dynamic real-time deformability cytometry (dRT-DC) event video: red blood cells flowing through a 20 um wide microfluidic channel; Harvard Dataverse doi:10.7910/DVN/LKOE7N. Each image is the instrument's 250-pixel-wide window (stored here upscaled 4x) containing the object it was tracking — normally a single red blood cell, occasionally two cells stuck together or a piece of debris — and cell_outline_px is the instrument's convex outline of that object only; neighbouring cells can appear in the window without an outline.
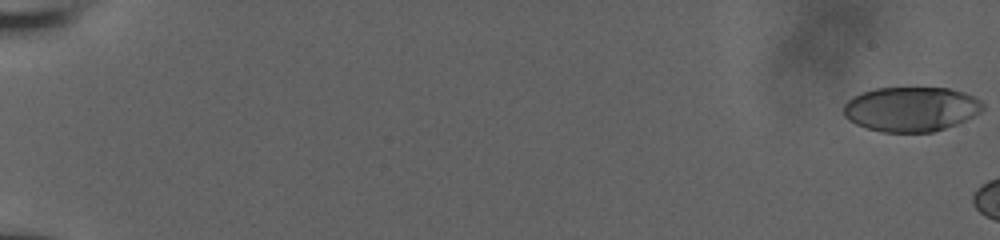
{"species": "human", "species_latin": "Homo sapiens", "temperature_condition": "room temperature", "stored_images_in_passage": 7, "camera_frame_rate_fps": 3000, "um_per_image_px": 0.085, "donor": {"sex": "male"}, "frame": {"image": 1, "passage_image": 1, "time_ms": 0.0, "image_size_px": [1000, 240], "cell_outline_px": [[984, 108], [980, 112], [956, 124], [932, 132], [880, 132], [856, 124], [848, 120], [844, 116], [844, 104], [852, 96], [876, 88], [948, 88], [964, 92], [980, 100], [984, 104]], "centroid_in_image_um": [77.42, 9.27], "position_along_channel_um": 7.6, "area_um2": 36.13}}